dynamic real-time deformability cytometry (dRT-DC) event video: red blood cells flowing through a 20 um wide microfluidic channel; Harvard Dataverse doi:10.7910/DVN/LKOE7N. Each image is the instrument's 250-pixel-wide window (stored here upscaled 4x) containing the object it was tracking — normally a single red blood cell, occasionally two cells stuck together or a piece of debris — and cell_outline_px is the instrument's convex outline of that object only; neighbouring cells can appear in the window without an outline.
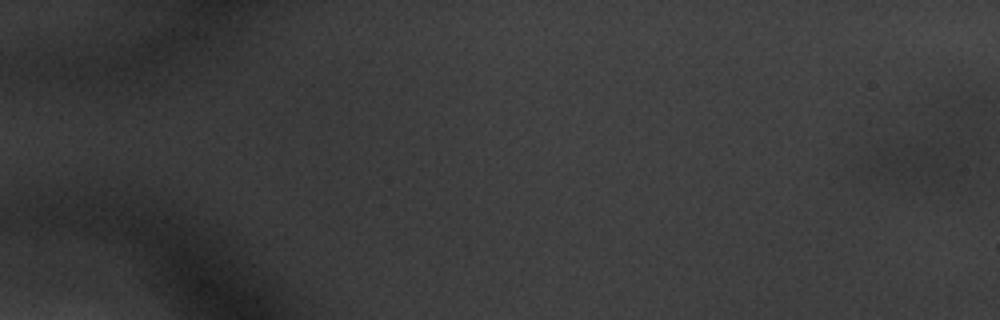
{"species": "common noctule bat (a hibernating species)", "species_latin": "Nyctalus noctula", "temperature_condition": "warm", "stored_images_in_passage": 23, "segment_of_instrument_passage": [1, 2], "camera_frame_rate_fps": 3000, "um_per_image_px": 0.085, "animal": {"sex": "male", "body_mass_g": 20.1, "forearm_length_mm": 53.5}, "frame": {"image": 1, "passage_image": 1, "time_ms": 0.0, "image_size_px": [1000, 320], "cell_outline_px": [[972, 156], [960, 176], [952, 180], [940, 184], [936, 184], [900, 180], [860, 172], [860, 164], [876, 148], [892, 144], [940, 140], [960, 140], [972, 148]], "centroid_in_image_um": [78.16, 13.7], "position_along_channel_um": 6.8, "area_um2": 27.11}}
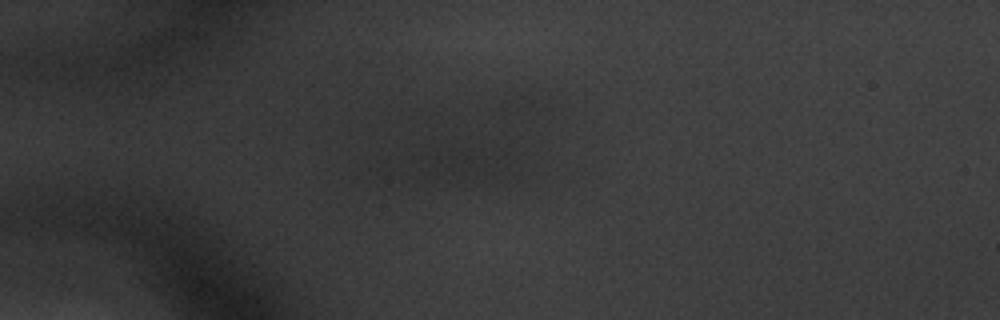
{"frame": {"image": 2, "passage_image": 16, "time_ms": 5.0, "image_size_px": [1000, 320], "cell_outline_px": [[528, 156], [520, 180], [504, 184], [428, 180], [420, 176], [416, 172], [412, 160], [412, 156], [424, 144], [500, 132], [504, 132], [528, 152]], "centroid_in_image_um": [40.16, 13.59], "position_along_channel_um": 44.8, "area_um2": 33.58}}